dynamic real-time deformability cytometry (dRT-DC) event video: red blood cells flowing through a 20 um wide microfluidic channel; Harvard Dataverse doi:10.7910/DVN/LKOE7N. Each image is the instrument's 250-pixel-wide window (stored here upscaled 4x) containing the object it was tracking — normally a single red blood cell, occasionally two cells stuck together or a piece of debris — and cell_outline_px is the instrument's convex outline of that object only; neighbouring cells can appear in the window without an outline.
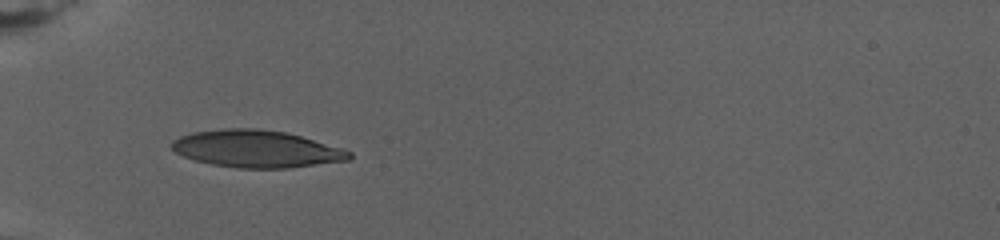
{"species": "human", "species_latin": "Homo sapiens", "temperature_condition": "warm", "stored_images_in_passage": 48, "camera_frame_rate_fps": 3000, "um_per_image_px": 0.085, "donor": {"sex": "female"}, "frame": {"image": 1, "passage_image": 1, "time_ms": 0.0, "image_size_px": [1000, 240], "cell_outline_px": [[352, 160], [288, 168], [236, 168], [212, 164], [196, 160], [184, 156], [176, 152], [172, 148], [172, 140], [180, 136], [192, 132], [224, 128], [260, 128], [288, 132], [344, 148], [352, 152]], "centroid_in_image_um": [21.86, 12.64], "position_along_channel_um": 63.1, "area_um2": 38.84}}
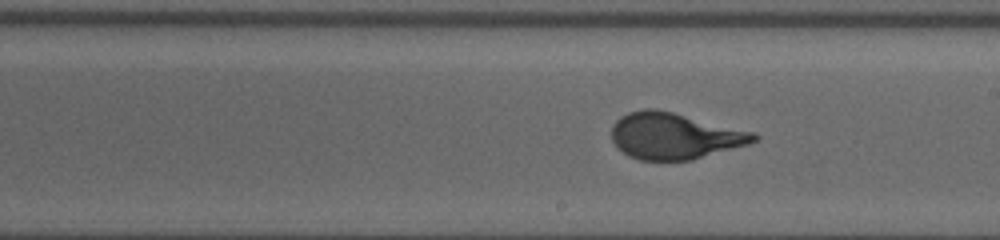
{"frame": {"image": 2, "passage_image": 34, "time_ms": 6.667, "image_size_px": [1000, 240], "cell_outline_px": [[760, 136], [756, 140], [748, 144], [692, 160], [640, 160], [628, 156], [616, 148], [612, 140], [612, 124], [620, 116], [628, 112], [644, 108], [656, 108], [756, 132]], "centroid_in_image_um": [57.31, 11.55], "position_along_channel_um": 231.7, "area_um2": 38.67}}
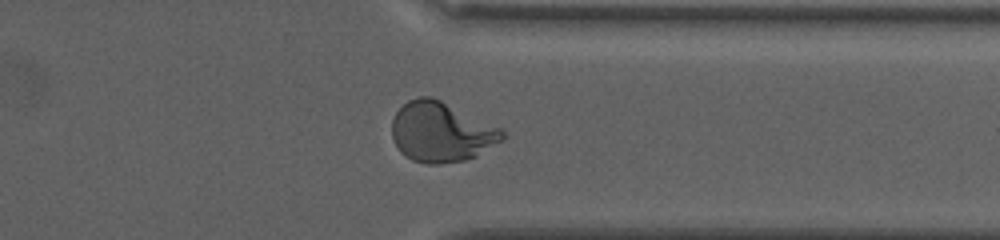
{"frame": {"image": 3, "passage_image": 48, "time_ms": 12.0, "image_size_px": [1000, 240], "cell_outline_px": [[508, 136], [504, 140], [476, 156], [464, 160], [440, 164], [428, 164], [412, 160], [400, 152], [392, 136], [392, 120], [396, 112], [408, 100], [420, 96], [432, 96], [504, 128]], "centroid_in_image_um": [37.56, 11.21], "position_along_channel_um": 373.8, "area_um2": 39.07}, "authors_computed_cell_mechanics": {"area_um2": 38.2058, "velocity_mm_per_s": 2.6727, "shape_relaxation_time_tau1_ms": 6.7313, "shape_relaxation_time_tau2_ms": null, "deformation_change_tau1": 0.2649, "deformation_change_tau2": null}}